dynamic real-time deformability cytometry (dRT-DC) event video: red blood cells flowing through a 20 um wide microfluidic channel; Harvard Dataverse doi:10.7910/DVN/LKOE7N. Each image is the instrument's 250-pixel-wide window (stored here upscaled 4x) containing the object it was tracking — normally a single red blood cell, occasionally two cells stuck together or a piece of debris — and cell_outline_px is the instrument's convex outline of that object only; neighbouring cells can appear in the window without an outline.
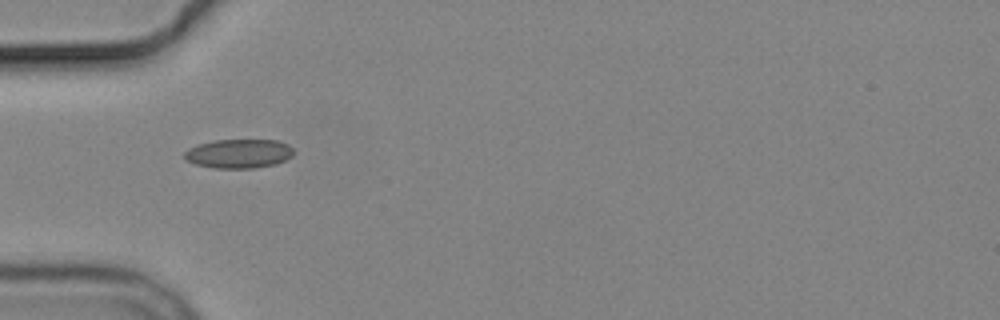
{"species": "common noctule bat (a hibernating species)", "species_latin": "Nyctalus noctula", "temperature_condition": "cold", "stored_images_in_passage": 10, "camera_frame_rate_fps": 3000, "um_per_image_px": 0.085, "animal": {"sex": "male", "body_mass_g": 19.2, "forearm_length_mm": 51.8}, "frame": {"image": 1, "passage_image": 4, "time_ms": 4.333, "image_size_px": [1000, 320], "cell_outline_px": [[292, 156], [276, 164], [256, 168], [212, 168], [196, 164], [184, 160], [184, 152], [188, 148], [196, 144], [216, 140], [276, 140], [288, 144], [292, 148]], "centroid_in_image_um": [20.25, 13.06], "position_along_channel_um": 64.7, "area_um2": 18.61}}
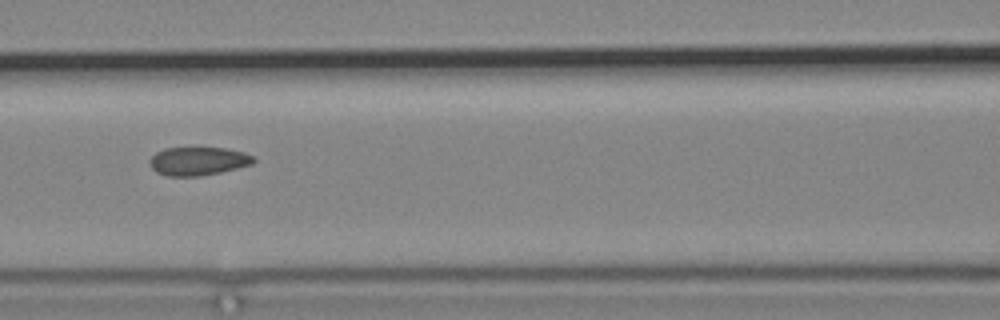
{"frame": {"image": 2, "passage_image": 6, "time_ms": 6.667, "image_size_px": [1000, 320], "cell_outline_px": [[256, 160], [252, 164], [220, 172], [200, 176], [168, 176], [156, 172], [148, 164], [148, 160], [156, 152], [164, 148], [224, 148], [244, 152], [252, 156]], "centroid_in_image_um": [16.8, 13.7], "position_along_channel_um": 149.8, "area_um2": 17.17}}
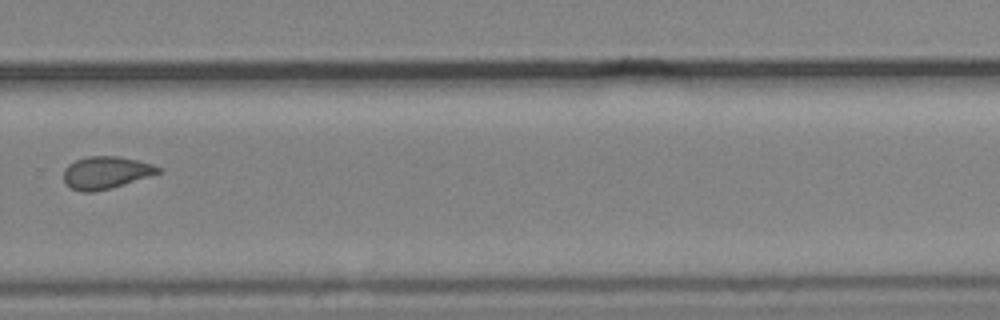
{"frame": {"image": 3, "passage_image": 10, "time_ms": 11.333, "image_size_px": [1000, 320], "cell_outline_px": [[160, 172], [112, 188], [92, 192], [80, 192], [72, 188], [64, 180], [64, 168], [68, 164], [76, 160], [88, 156], [120, 156], [152, 164], [160, 168]], "centroid_in_image_um": [8.97, 14.67], "position_along_channel_um": 320.8, "area_um2": 17.63}}